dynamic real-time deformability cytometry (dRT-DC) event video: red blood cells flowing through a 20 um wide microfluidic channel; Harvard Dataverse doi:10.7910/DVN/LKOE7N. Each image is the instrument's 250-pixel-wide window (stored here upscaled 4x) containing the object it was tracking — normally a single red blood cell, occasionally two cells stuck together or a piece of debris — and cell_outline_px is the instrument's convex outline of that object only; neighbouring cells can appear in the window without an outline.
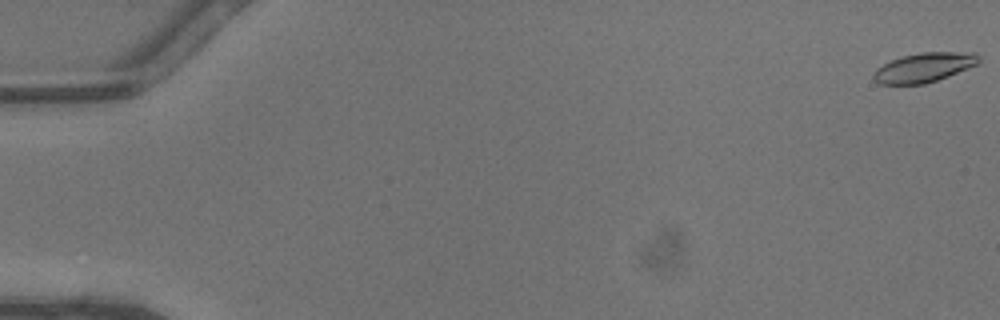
{"species": "common noctule bat (a hibernating species)", "species_latin": "Nyctalus noctula", "temperature_condition": "warm", "stored_images_in_passage": 47, "camera_frame_rate_fps": 3000, "um_per_image_px": 0.085, "animal": {"sex": "male", "body_mass_g": 13.3}, "frame": {"image": 1, "passage_image": 1, "time_ms": 0.0, "image_size_px": [1000, 320], "cell_outline_px": [[980, 64], [948, 76], [924, 84], [880, 84], [872, 76], [876, 68], [892, 60], [904, 56], [920, 52], [976, 52], [980, 56]], "centroid_in_image_um": [78.6, 5.72], "position_along_channel_um": 6.4, "area_um2": 18.03}}
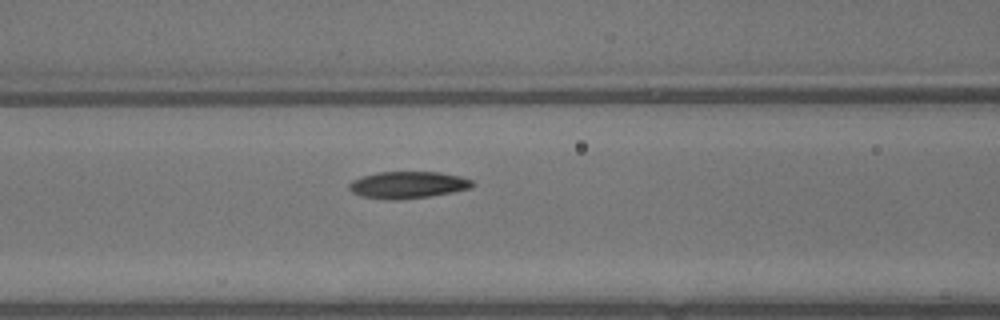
{"frame": {"image": 2, "passage_image": 21, "time_ms": 6.667, "image_size_px": [1000, 320], "cell_outline_px": [[476, 184], [472, 188], [452, 192], [428, 196], [400, 200], [384, 200], [360, 196], [352, 192], [348, 188], [348, 184], [352, 180], [364, 176], [380, 172], [440, 172], [460, 176], [472, 180]], "centroid_in_image_um": [34.67, 15.72], "position_along_channel_um": 131.9, "area_um2": 19.48}}
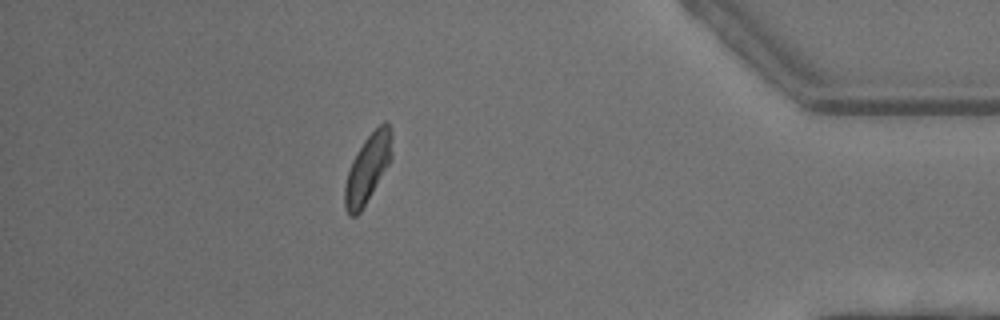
{"frame": {"image": 3, "passage_image": 42, "time_ms": 13.667, "image_size_px": [1000, 320], "cell_outline_px": [[392, 156], [388, 164], [360, 212], [356, 216], [348, 216], [344, 208], [344, 188], [348, 172], [352, 160], [364, 140], [384, 120], [388, 124], [392, 132]], "centroid_in_image_um": [31.24, 14.31], "position_along_channel_um": 404.0, "area_um2": 18.44}, "authors_computed_cell_mechanics": {"area_um2": 18.6694, "velocity_mm_per_s": 4.5123, "shape_relaxation_time_tau1_ms": 2.212, "shape_relaxation_time_tau2_ms": 2.358, "deformation_change_tau1": 0.1133, "deformation_change_tau2": 0.085}}